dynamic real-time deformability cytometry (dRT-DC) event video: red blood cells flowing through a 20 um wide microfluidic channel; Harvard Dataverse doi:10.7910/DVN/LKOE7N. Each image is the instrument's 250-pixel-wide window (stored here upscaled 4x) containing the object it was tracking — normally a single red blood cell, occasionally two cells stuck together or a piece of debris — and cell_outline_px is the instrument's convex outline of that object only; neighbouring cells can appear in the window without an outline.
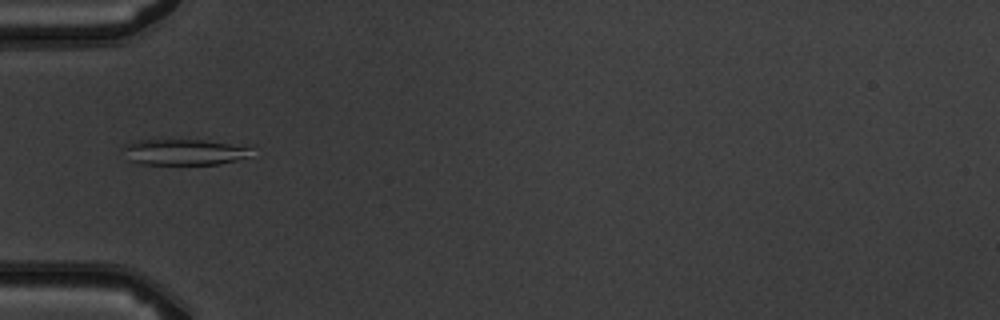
{"species": "common noctule bat (a hibernating species)", "species_latin": "Nyctalus noctula", "temperature_condition": "warm", "stored_images_in_passage": 5, "camera_frame_rate_fps": 3000, "um_per_image_px": 0.085, "animal": {"sex": "male", "body_mass_g": 19.5, "forearm_length_mm": 54.6}, "frame": {"image": 1, "passage_image": 4, "time_ms": 4.333, "image_size_px": [1000, 320], "cell_outline_px": [[252, 148], [248, 156], [236, 160], [220, 164], [140, 164], [128, 160], [120, 148], [124, 144], [136, 140], [160, 136], [204, 140]], "centroid_in_image_um": [15.46, 12.87], "position_along_channel_um": 69.5, "area_um2": 20.29}}